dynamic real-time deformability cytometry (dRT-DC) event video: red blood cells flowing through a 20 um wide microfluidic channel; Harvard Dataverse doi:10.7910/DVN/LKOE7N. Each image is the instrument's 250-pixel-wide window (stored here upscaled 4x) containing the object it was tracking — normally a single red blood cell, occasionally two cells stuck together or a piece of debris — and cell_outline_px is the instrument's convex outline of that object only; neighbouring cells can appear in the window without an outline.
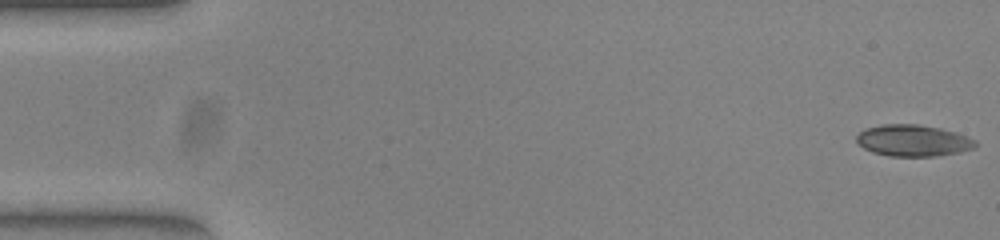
{"species": "common noctule bat (a hibernating species)", "species_latin": "Nyctalus noctula", "temperature_condition": "warm", "stored_images_in_passage": 52, "camera_frame_rate_fps": 3000, "um_per_image_px": 0.085, "animal": {"sex": "female", "body_mass_g": 23.0, "forearm_length_mm": 53.4}, "frame": {"image": 1, "passage_image": 1, "time_ms": 0.0, "image_size_px": [1000, 240], "cell_outline_px": [[976, 148], [960, 152], [936, 156], [888, 156], [872, 152], [864, 148], [856, 140], [856, 136], [864, 128], [884, 124], [916, 124], [940, 128], [956, 132], [976, 140]], "centroid_in_image_um": [77.62, 11.95], "position_along_channel_um": 7.4, "area_um2": 21.91}}
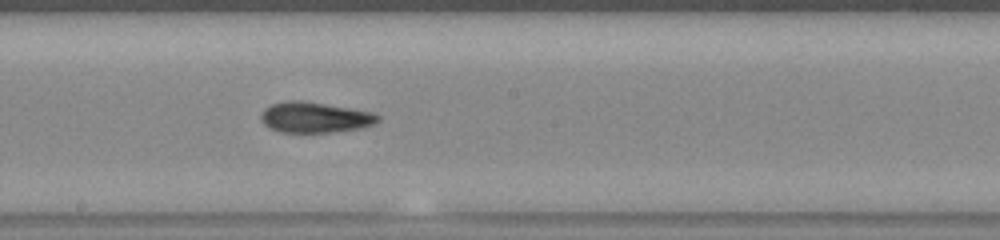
{"frame": {"image": 2, "passage_image": 28, "time_ms": 9.0, "image_size_px": [1000, 240], "cell_outline_px": [[380, 120], [372, 124], [360, 128], [328, 132], [280, 132], [268, 128], [260, 120], [260, 112], [264, 108], [272, 104], [284, 100], [304, 100], [372, 112], [380, 116]], "centroid_in_image_um": [26.69, 9.96], "position_along_channel_um": 221.5, "area_um2": 20.98}}
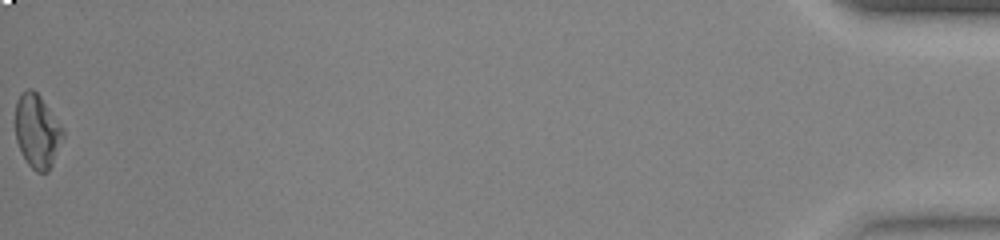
{"frame": {"image": 3, "passage_image": 52, "time_ms": 17.0, "image_size_px": [1000, 240], "cell_outline_px": [[64, 136], [52, 164], [48, 172], [36, 172], [28, 164], [16, 140], [16, 100], [28, 88], [32, 88], [40, 96], [64, 128]], "centroid_in_image_um": [3.18, 11.15], "position_along_channel_um": 432.0, "area_um2": 20.23}, "authors_computed_cell_mechanics": {"area_um2": 20.6924, "velocity_mm_per_s": 3.952, "shape_relaxation_time_tau1_ms": 8.6144, "shape_relaxation_time_tau2_ms": 3.1066, "deformation_change_tau1": 0.2386, "deformation_change_tau2": 0.1116}}